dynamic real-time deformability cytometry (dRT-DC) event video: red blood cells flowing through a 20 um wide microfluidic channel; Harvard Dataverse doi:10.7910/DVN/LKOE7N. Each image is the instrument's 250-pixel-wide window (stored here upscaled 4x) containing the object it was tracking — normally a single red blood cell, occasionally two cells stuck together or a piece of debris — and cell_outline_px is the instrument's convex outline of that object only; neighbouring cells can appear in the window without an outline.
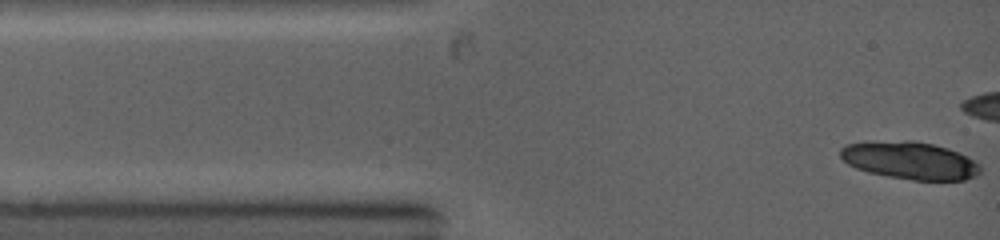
{"species": "common noctule bat (a hibernating species)", "species_latin": "Nyctalus noctula", "temperature_condition": "warm", "stored_images_in_passage": 5, "camera_frame_rate_fps": 5000, "um_per_image_px": 0.085, "animal": {"sex": "female", "body_mass_g": 19.0, "forearm_length_mm": 53.3}, "frame": {"image": 1, "passage_image": 1, "time_ms": 0.0, "image_size_px": [1000, 240], "cell_outline_px": [[980, 172], [976, 176], [964, 180], [912, 180], [888, 176], [868, 172], [856, 168], [848, 164], [840, 156], [840, 148], [844, 144], [904, 140], [916, 140], [948, 148], [980, 164]], "centroid_in_image_um": [77.33, 13.64], "position_along_channel_um": 7.7, "area_um2": 30.4}}